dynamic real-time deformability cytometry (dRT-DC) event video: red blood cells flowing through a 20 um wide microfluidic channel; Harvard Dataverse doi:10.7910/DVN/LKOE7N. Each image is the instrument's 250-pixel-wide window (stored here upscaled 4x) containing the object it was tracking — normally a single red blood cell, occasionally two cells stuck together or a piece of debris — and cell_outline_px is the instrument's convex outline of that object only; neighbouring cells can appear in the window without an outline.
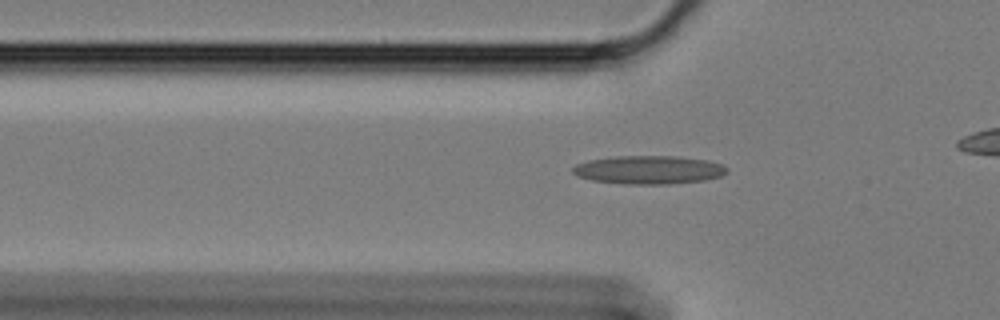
{"species": "Egyptian fruit bat (a non-hibernating species)", "species_latin": "Rousettus aegyptiacus", "temperature_condition": "cold", "stored_images_in_passage": 35, "camera_frame_rate_fps": 3000, "um_per_image_px": 0.085, "animal": {"sex": "female"}, "frame": {"image": 1, "passage_image": 6, "time_ms": 1.667, "image_size_px": [1000, 320], "cell_outline_px": [[728, 168], [720, 176], [704, 180], [668, 184], [624, 184], [592, 180], [576, 176], [572, 172], [572, 168], [576, 164], [588, 160], [616, 156], [676, 156], [708, 160], [724, 164]], "centroid_in_image_um": [55.12, 14.43], "position_along_channel_um": 70.7, "area_um2": 25.55}}
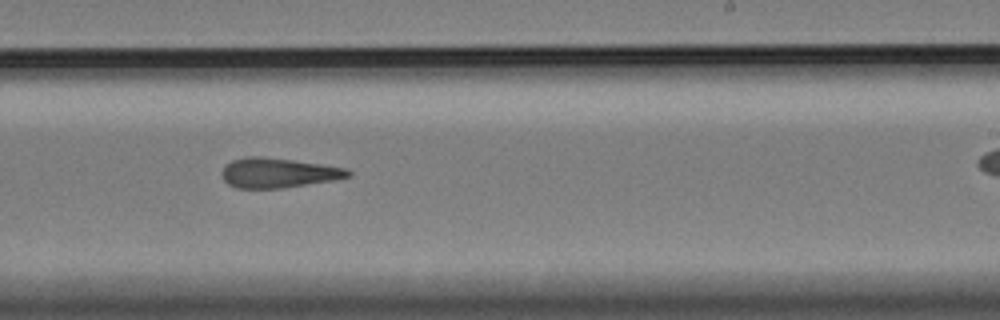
{"frame": {"image": 2, "passage_image": 23, "time_ms": 7.333, "image_size_px": [1000, 320], "cell_outline_px": [[352, 176], [336, 180], [284, 188], [236, 188], [228, 184], [224, 180], [220, 172], [224, 164], [232, 160], [244, 156], [260, 156], [292, 160], [348, 168], [352, 172]], "centroid_in_image_um": [23.64, 14.69], "position_along_channel_um": 265.4, "area_um2": 22.25}}
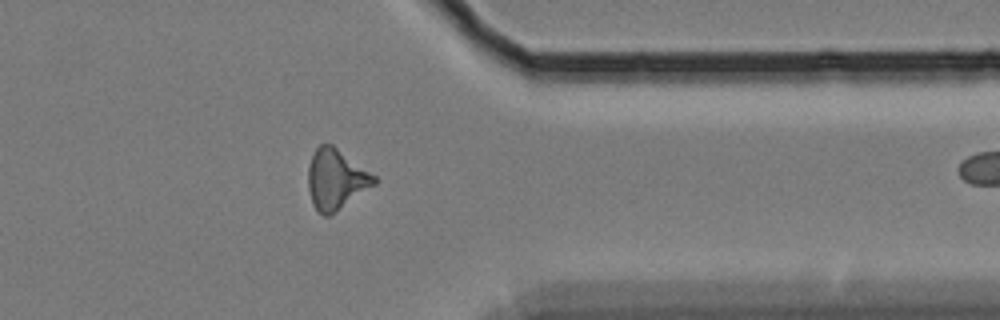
{"frame": {"image": 3, "passage_image": 34, "time_ms": 11.0, "image_size_px": [1000, 320], "cell_outline_px": [[376, 184], [328, 216], [324, 216], [312, 204], [308, 188], [308, 168], [312, 156], [316, 148], [320, 144], [332, 144], [376, 176]], "centroid_in_image_um": [28.54, 15.23], "position_along_channel_um": 382.9, "area_um2": 22.83}}